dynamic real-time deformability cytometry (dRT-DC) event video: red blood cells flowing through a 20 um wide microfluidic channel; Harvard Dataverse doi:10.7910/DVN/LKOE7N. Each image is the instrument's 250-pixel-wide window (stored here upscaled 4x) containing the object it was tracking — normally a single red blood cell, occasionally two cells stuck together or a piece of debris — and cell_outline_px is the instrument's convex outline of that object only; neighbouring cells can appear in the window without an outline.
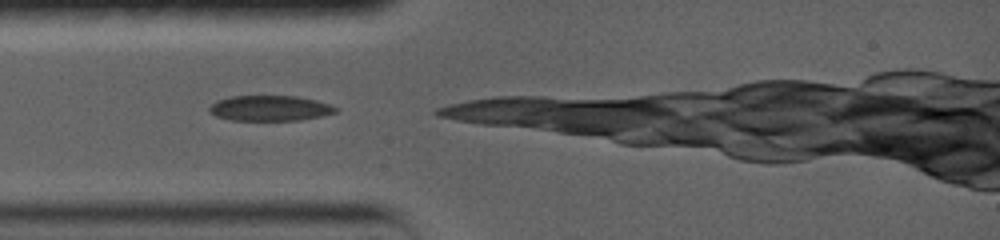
{"species": "common noctule bat (a hibernating species)", "species_latin": "Nyctalus noctula", "temperature_condition": "warm", "stored_images_in_passage": 4, "camera_frame_rate_fps": 5000, "um_per_image_px": 0.085, "animal": {"sex": "female", "body_mass_g": 19.0, "forearm_length_mm": 56.7}, "frame": {"image": 1, "passage_image": 1, "time_ms": 0.0, "image_size_px": [1000, 240], "cell_outline_px": [[336, 112], [324, 116], [300, 120], [232, 120], [216, 116], [208, 112], [208, 108], [216, 100], [228, 96], [296, 96], [316, 100], [328, 104], [336, 108]], "centroid_in_image_um": [22.9, 9.19], "position_along_channel_um": 62.1, "area_um2": 18.73}}
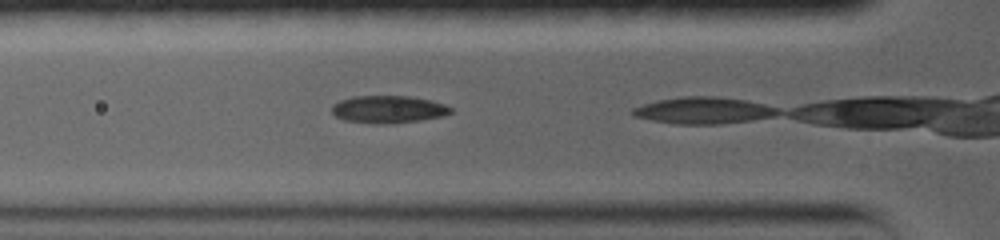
{"frame": {"image": 2, "passage_image": 3, "time_ms": 0.8, "image_size_px": [1000, 240], "cell_outline_px": [[452, 112], [444, 116], [420, 120], [380, 124], [344, 120], [336, 116], [332, 112], [332, 104], [340, 100], [352, 96], [408, 96], [432, 100], [444, 104], [452, 108]], "centroid_in_image_um": [33.0, 9.28], "position_along_channel_um": 92.8, "area_um2": 18.96}}